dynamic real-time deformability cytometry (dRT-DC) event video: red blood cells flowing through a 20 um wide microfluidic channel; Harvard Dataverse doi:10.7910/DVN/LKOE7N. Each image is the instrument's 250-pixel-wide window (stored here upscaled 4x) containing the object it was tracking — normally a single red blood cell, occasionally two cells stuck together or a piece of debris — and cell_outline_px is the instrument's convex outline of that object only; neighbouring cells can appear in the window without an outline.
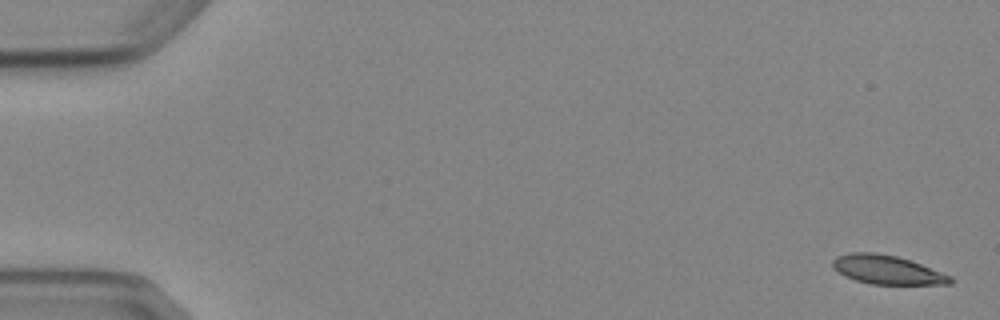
{"species": "Egyptian fruit bat (a non-hibernating species)", "species_latin": "Rousettus aegyptiacus", "temperature_condition": "cold", "stored_images_in_passage": 6, "camera_frame_rate_fps": 3000, "um_per_image_px": 0.085, "animal": {"sex": "female"}, "frame": {"image": 1, "passage_image": 1, "time_ms": 0.0, "image_size_px": [1000, 320], "cell_outline_px": [[952, 284], [872, 284], [856, 280], [844, 276], [832, 264], [832, 260], [836, 256], [852, 252], [872, 252], [896, 256], [920, 264], [952, 276]], "centroid_in_image_um": [75.4, 22.93], "position_along_channel_um": 9.6, "area_um2": 19.48}}
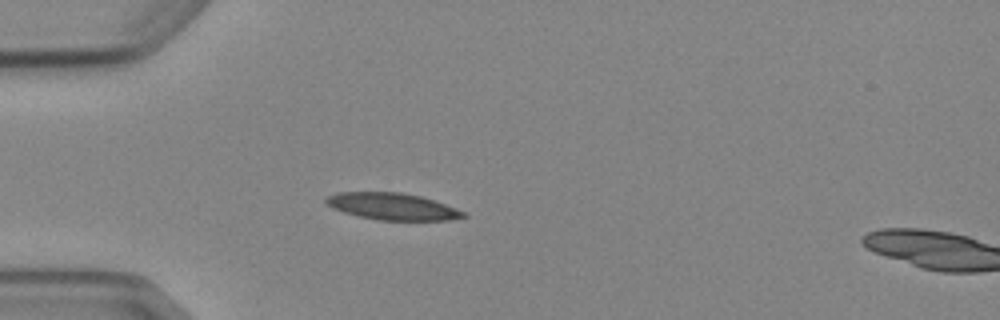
{"frame": {"image": 2, "passage_image": 5, "time_ms": 4.667, "image_size_px": [1000, 320], "cell_outline_px": [[468, 216], [452, 220], [380, 220], [360, 216], [344, 212], [332, 208], [324, 204], [324, 196], [336, 192], [400, 192], [420, 196], [468, 212]], "centroid_in_image_um": [33.33, 17.54], "position_along_channel_um": 51.7, "area_um2": 21.62}}